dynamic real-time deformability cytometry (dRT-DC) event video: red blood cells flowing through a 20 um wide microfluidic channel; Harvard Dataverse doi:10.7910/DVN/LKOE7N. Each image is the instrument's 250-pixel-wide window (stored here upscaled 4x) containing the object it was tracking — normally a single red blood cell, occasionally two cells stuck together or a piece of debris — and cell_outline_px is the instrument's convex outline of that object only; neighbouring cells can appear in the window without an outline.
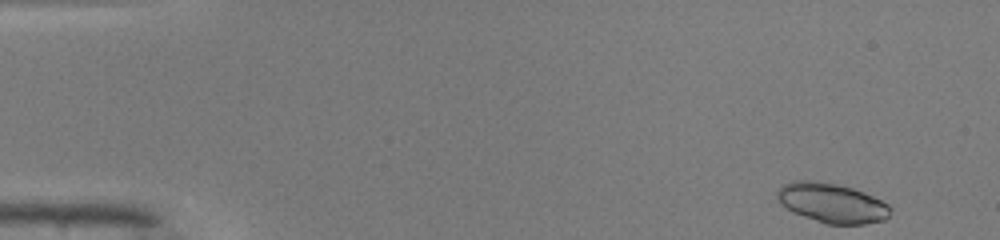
{"species": "common noctule bat (a hibernating species)", "species_latin": "Nyctalus noctula", "temperature_condition": "warm", "stored_images_in_passage": 47, "camera_frame_rate_fps": 3000, "um_per_image_px": 0.085, "animal": {"sex": "male", "body_mass_g": 19.0, "forearm_length_mm": 50.8}, "frame": {"image": 1, "passage_image": 1, "time_ms": 0.0, "image_size_px": [1000, 240], "cell_outline_px": [[892, 208], [888, 216], [884, 220], [864, 224], [824, 224], [792, 212], [780, 204], [776, 196], [776, 192], [784, 184], [792, 180], [812, 180], [836, 184], [852, 188], [864, 192], [888, 204]], "centroid_in_image_um": [70.68, 17.25], "position_along_channel_um": 14.3, "area_um2": 26.24}}
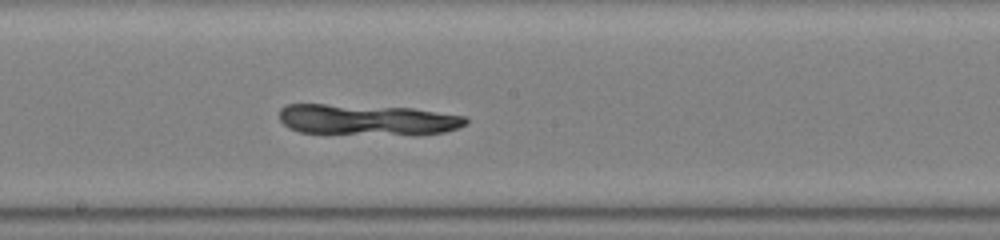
{"frame": {"image": 2, "passage_image": 25, "time_ms": 8.0, "image_size_px": [1000, 240], "cell_outline_px": [[468, 124], [444, 132], [416, 136], [412, 136], [300, 132], [288, 128], [280, 120], [280, 108], [288, 104], [324, 104], [412, 108], [464, 116], [468, 120]], "centroid_in_image_um": [31.24, 10.2], "position_along_channel_um": 217.0, "area_um2": 34.04}}
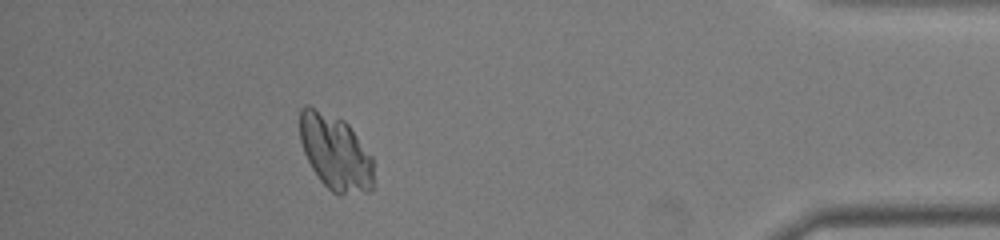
{"frame": {"image": 3, "passage_image": 42, "time_ms": 13.667, "image_size_px": [1000, 240], "cell_outline_px": [[372, 188], [368, 192], [340, 196], [332, 192], [320, 180], [312, 168], [304, 152], [300, 140], [300, 108], [304, 104], [308, 104], [344, 120], [348, 124], [372, 156]], "centroid_in_image_um": [28.49, 12.95], "position_along_channel_um": 406.7, "area_um2": 32.6}}